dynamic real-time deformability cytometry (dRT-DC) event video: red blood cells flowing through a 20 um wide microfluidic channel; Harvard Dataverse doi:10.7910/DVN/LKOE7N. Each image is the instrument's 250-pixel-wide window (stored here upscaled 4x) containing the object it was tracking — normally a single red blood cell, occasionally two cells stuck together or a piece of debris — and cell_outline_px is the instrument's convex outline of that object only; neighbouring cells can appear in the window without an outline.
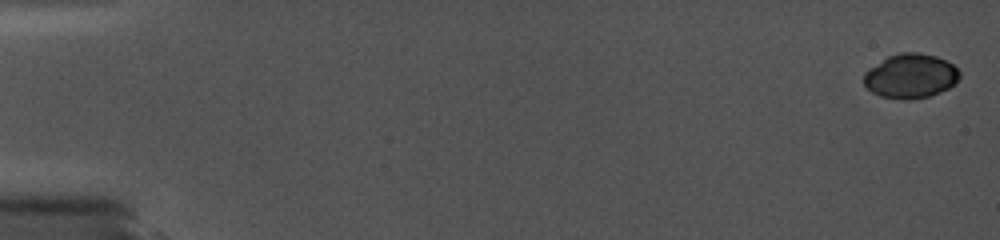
{"species": "common noctule bat (a hibernating species)", "species_latin": "Nyctalus noctula", "temperature_condition": "cold", "stored_images_in_passage": 47, "camera_frame_rate_fps": 5000, "um_per_image_px": 0.085, "animal": {"sex": "female", "body_mass_g": 19.0, "forearm_length_mm": 56.7}, "frame": {"image": 1, "passage_image": 1, "time_ms": 0.0, "image_size_px": [1000, 240], "cell_outline_px": [[960, 76], [948, 88], [940, 92], [928, 96], [908, 100], [904, 100], [880, 96], [872, 92], [864, 84], [864, 72], [868, 68], [888, 56], [900, 52], [916, 52], [936, 56], [952, 64], [960, 72]], "centroid_in_image_um": [77.36, 6.46], "position_along_channel_um": 7.6, "area_um2": 24.68}}
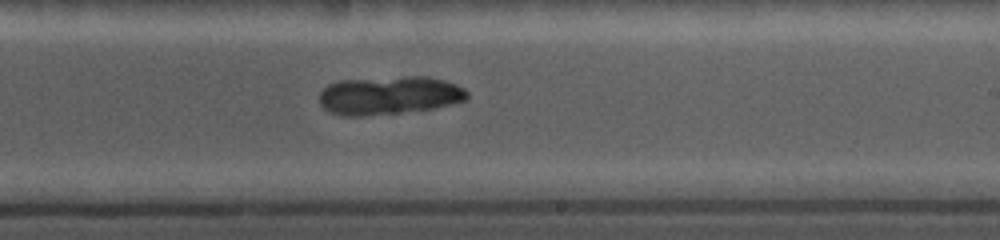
{"frame": {"image": 2, "passage_image": 34, "time_ms": 11.0, "image_size_px": [1000, 240], "cell_outline_px": [[468, 96], [464, 100], [436, 108], [364, 116], [340, 116], [328, 112], [320, 104], [320, 92], [328, 84], [340, 80], [404, 76], [428, 76], [444, 80], [456, 84], [464, 88], [468, 92]], "centroid_in_image_um": [33.06, 8.1], "position_along_channel_um": 255.9, "area_um2": 33.23}}
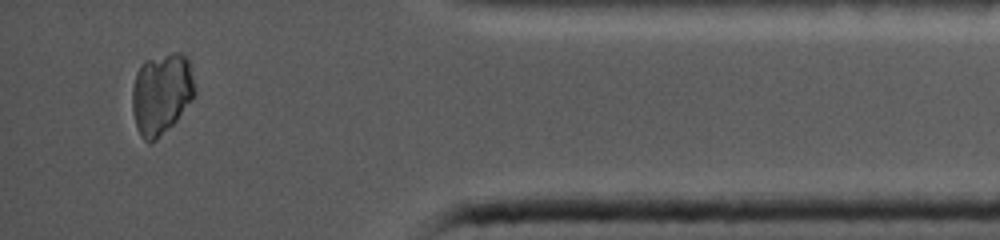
{"frame": {"image": 3, "passage_image": 45, "time_ms": 15.8, "image_size_px": [1000, 240], "cell_outline_px": [[196, 92], [192, 100], [176, 120], [152, 144], [144, 140], [140, 136], [132, 112], [132, 88], [136, 72], [140, 64], [144, 60], [172, 52], [180, 52], [188, 56], [196, 88]], "centroid_in_image_um": [13.72, 7.93], "position_along_channel_um": 421.5, "area_um2": 30.06}}